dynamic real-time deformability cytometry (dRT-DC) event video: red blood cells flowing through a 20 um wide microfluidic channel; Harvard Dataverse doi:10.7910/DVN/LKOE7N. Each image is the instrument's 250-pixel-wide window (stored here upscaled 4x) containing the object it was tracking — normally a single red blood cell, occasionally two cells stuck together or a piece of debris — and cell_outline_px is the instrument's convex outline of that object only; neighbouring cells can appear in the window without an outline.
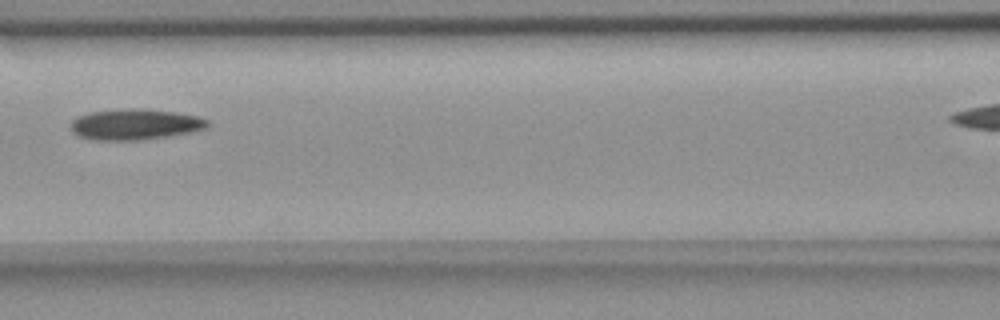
{"species": "common noctule bat (a hibernating species)", "species_latin": "Nyctalus noctula", "temperature_condition": "room temperature", "stored_images_in_passage": 4, "camera_frame_rate_fps": 3000, "um_per_image_px": 0.085, "animal": {"sex": "female", "body_mass_g": 18.4}, "frame": {"image": 1, "passage_image": 4, "time_ms": 3.333, "image_size_px": [1000, 320], "cell_outline_px": [[208, 124], [204, 128], [192, 132], [140, 140], [96, 140], [80, 136], [72, 132], [72, 120], [76, 116], [88, 112], [124, 108], [140, 108], [176, 112], [196, 116], [208, 120]], "centroid_in_image_um": [11.44, 10.56], "position_along_channel_um": 155.2, "area_um2": 24.51}}